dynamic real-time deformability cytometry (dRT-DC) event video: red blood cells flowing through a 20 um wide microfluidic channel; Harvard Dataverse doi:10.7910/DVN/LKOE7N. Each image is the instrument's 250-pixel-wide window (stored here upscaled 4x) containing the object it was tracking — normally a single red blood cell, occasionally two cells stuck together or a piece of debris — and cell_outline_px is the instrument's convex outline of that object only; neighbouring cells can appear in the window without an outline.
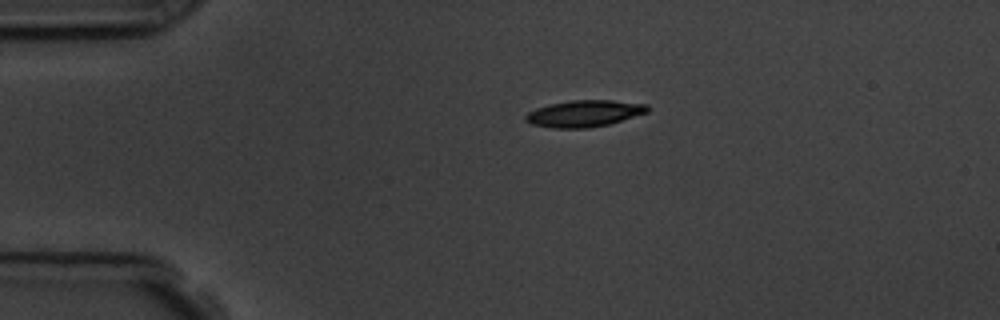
{"species": "common noctule bat (a hibernating species)", "species_latin": "Nyctalus noctula", "temperature_condition": "room temperature", "stored_images_in_passage": 37, "camera_frame_rate_fps": 3000, "um_per_image_px": 0.085, "animal": {"sex": "male", "body_mass_g": 19.5, "forearm_length_mm": 54.6}, "frame": {"image": 1, "passage_image": 1, "time_ms": 0.0, "image_size_px": [1000, 320], "cell_outline_px": [[648, 112], [608, 124], [588, 128], [552, 128], [532, 124], [524, 120], [524, 116], [528, 112], [536, 108], [548, 104], [572, 100], [612, 100], [648, 104]], "centroid_in_image_um": [49.63, 9.64], "position_along_channel_um": 35.4, "area_um2": 18.9}}
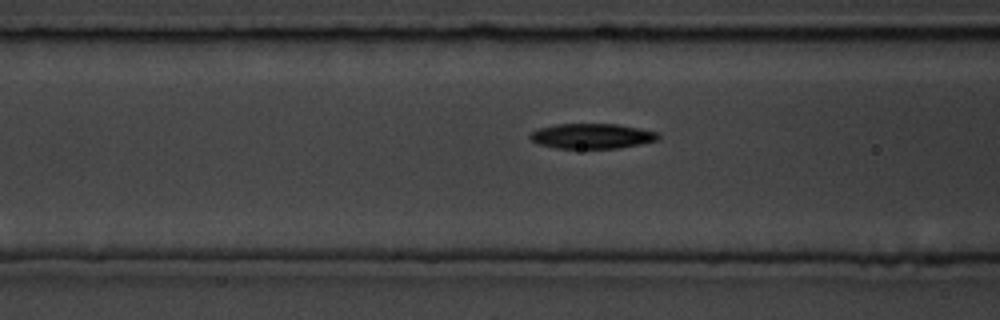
{"frame": {"image": 2, "passage_image": 11, "time_ms": 3.333, "image_size_px": [1000, 320], "cell_outline_px": [[660, 136], [656, 140], [640, 144], [616, 148], [556, 148], [536, 144], [528, 136], [536, 128], [556, 124], [616, 124], [640, 128], [656, 132]], "centroid_in_image_um": [50.25, 11.56], "position_along_channel_um": 116.3, "area_um2": 18.73}}
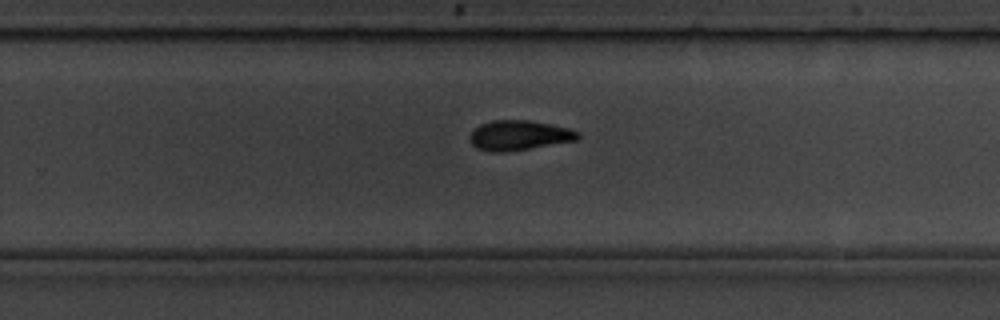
{"frame": {"image": 3, "passage_image": 25, "time_ms": 8.0, "image_size_px": [1000, 320], "cell_outline_px": [[580, 136], [576, 140], [508, 152], [492, 152], [476, 148], [472, 144], [472, 132], [480, 124], [492, 120], [528, 120], [572, 128], [580, 132]], "centroid_in_image_um": [44.16, 11.5], "position_along_channel_um": 285.6, "area_um2": 18.73}, "authors_computed_cell_mechanics": {"area_um2": 18.9006, "velocity_mm_per_s": 3.6395, "shape_relaxation_time_tau1_ms": 3.7755, "shape_relaxation_time_tau2_ms": 6.4241, "deformation_change_tau1": 0.1457, "deformation_change_tau2": 0.1489}}